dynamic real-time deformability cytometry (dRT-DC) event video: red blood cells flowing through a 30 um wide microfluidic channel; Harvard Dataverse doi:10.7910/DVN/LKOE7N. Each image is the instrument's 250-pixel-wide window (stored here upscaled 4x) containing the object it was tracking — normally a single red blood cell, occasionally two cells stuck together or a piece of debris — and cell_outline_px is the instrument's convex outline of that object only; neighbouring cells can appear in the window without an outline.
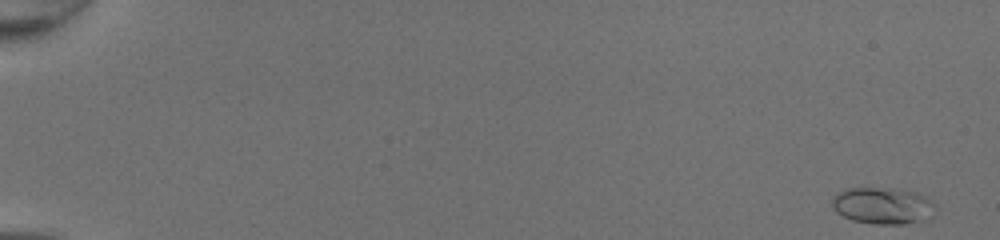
{"species": "common noctule bat (a hibernating species)", "species_latin": "Nyctalus noctula", "temperature_condition": "room temperature", "stored_images_in_passage": 50, "camera_frame_rate_fps": 3000, "um_per_image_px": 0.085, "animal": {"sex": "female", "body_mass_g": 20.0, "forearm_length_mm": 54.0}, "frame": {"image": 1, "passage_image": 1, "time_ms": 0.0, "image_size_px": [1000, 240], "cell_outline_px": [[936, 204], [932, 220], [904, 224], [876, 224], [852, 220], [836, 212], [832, 208], [832, 196], [836, 192], [844, 188], [892, 188], [916, 192], [932, 200]], "centroid_in_image_um": [75.07, 17.49], "position_along_channel_um": 9.9, "area_um2": 22.66}}
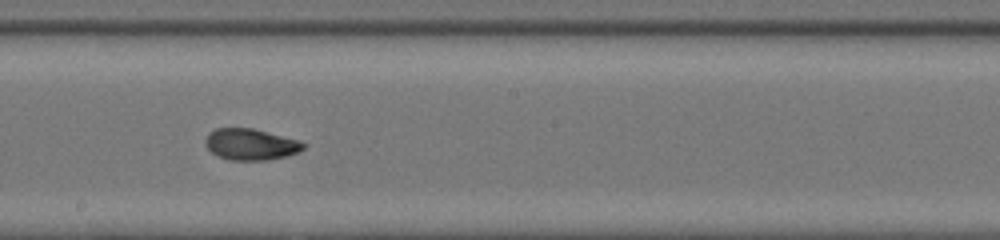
{"frame": {"image": 2, "passage_image": 30, "time_ms": 9.667, "image_size_px": [1000, 240], "cell_outline_px": [[308, 144], [304, 148], [296, 152], [284, 156], [268, 160], [232, 160], [216, 156], [204, 144], [204, 140], [208, 132], [216, 128], [252, 128], [300, 140]], "centroid_in_image_um": [21.28, 12.26], "position_along_channel_um": 226.9, "area_um2": 17.98}}
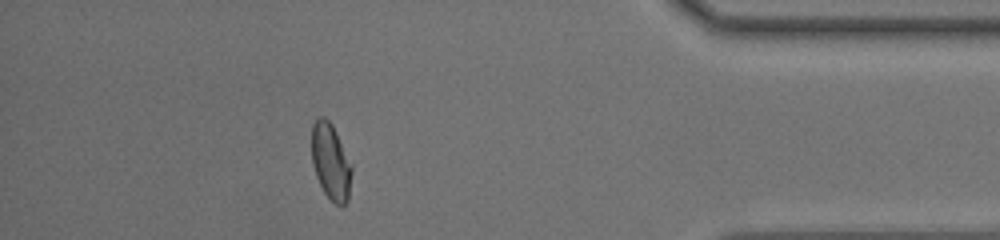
{"frame": {"image": 3, "passage_image": 45, "time_ms": 14.667, "image_size_px": [1000, 240], "cell_outline_px": [[352, 172], [348, 200], [340, 208], [324, 192], [316, 176], [312, 164], [312, 124], [316, 116], [324, 116], [332, 124], [352, 164]], "centroid_in_image_um": [28.11, 13.72], "position_along_channel_um": 407.1, "area_um2": 17.92}, "authors_computed_cell_mechanics": {"area_um2": 18.1203, "velocity_mm_per_s": 4.2852, "shape_relaxation_time_tau1_ms": 5.1957, "shape_relaxation_time_tau2_ms": 1.2338, "deformation_change_tau1": 0.1668, "deformation_change_tau2": 0.0613}}